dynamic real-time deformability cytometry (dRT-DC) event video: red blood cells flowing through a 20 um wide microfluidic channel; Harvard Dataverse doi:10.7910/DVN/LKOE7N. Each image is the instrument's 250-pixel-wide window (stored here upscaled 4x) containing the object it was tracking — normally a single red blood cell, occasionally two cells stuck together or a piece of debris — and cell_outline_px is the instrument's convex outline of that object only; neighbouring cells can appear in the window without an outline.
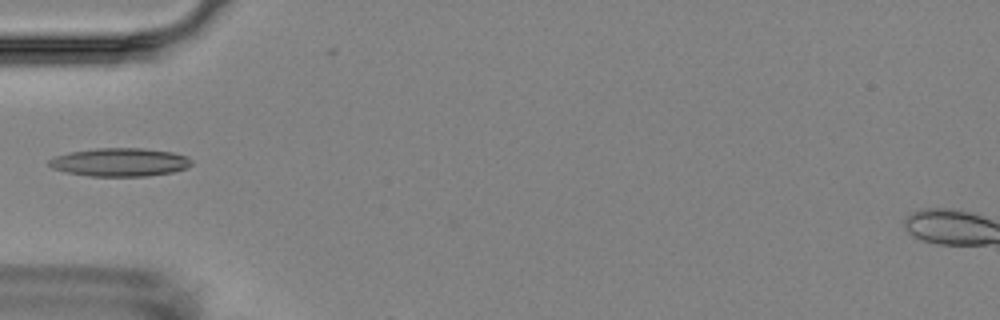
{"species": "Egyptian fruit bat (a non-hibernating species)", "species_latin": "Rousettus aegyptiacus", "temperature_condition": "room temperature", "stored_images_in_passage": 6, "camera_frame_rate_fps": 3000, "um_per_image_px": 0.085, "animal": {"sex": "female"}, "frame": {"image": 1, "passage_image": 5, "time_ms": 6.0, "image_size_px": [1000, 320], "cell_outline_px": [[192, 164], [188, 168], [172, 172], [148, 176], [88, 176], [64, 172], [52, 168], [48, 164], [48, 160], [56, 156], [68, 152], [96, 148], [144, 148], [172, 152], [188, 156], [192, 160]], "centroid_in_image_um": [10.2, 13.78], "position_along_channel_um": 74.8, "area_um2": 23.76}}